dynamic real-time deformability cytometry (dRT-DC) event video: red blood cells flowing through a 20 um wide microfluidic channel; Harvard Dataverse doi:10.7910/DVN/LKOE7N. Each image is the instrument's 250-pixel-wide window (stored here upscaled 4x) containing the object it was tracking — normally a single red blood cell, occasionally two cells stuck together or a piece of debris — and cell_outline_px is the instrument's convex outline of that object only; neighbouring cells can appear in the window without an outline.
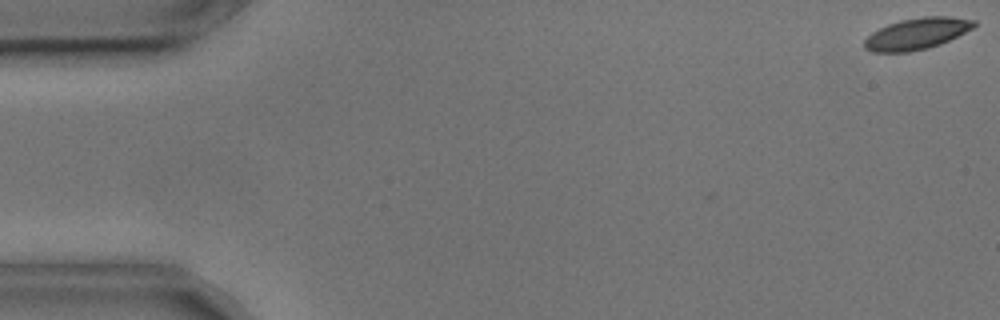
{"species": "common noctule bat (a hibernating species)", "species_latin": "Nyctalus noctula", "temperature_condition": "cold", "stored_images_in_passage": 5, "camera_frame_rate_fps": 3000, "um_per_image_px": 0.085, "animal": {"sex": "male", "body_mass_g": 17.9, "forearm_length_mm": 54.2}, "frame": {"image": 1, "passage_image": 1, "time_ms": 0.0, "image_size_px": [1000, 320], "cell_outline_px": [[976, 24], [972, 28], [940, 44], [928, 48], [908, 52], [872, 52], [864, 48], [864, 40], [872, 32], [888, 24], [900, 20], [924, 16], [948, 16], [976, 20]], "centroid_in_image_um": [77.91, 2.86], "position_along_channel_um": 7.1, "area_um2": 19.94}}